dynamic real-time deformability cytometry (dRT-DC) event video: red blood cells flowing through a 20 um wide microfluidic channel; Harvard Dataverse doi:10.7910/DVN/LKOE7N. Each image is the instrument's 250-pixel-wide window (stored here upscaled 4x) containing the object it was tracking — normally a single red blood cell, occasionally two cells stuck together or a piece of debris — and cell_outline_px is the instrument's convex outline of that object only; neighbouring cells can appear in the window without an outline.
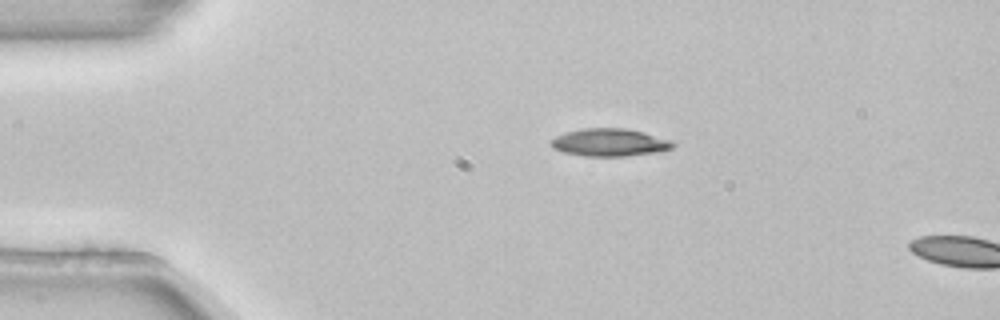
{"species": "common noctule bat (a hibernating species)", "species_latin": "Nyctalus noctula", "temperature_condition": "room temperature", "stored_images_in_passage": 2, "camera_frame_rate_fps": 3000, "um_per_image_px": 0.085, "animal": {"sex": "female", "body_mass_g": 22.7, "forearm_length_mm": 54.2}, "frame": {"image": 1, "passage_image": 1, "time_ms": 0.0, "image_size_px": [1000, 320], "cell_outline_px": [[676, 144], [672, 148], [656, 152], [624, 156], [584, 156], [564, 152], [552, 148], [548, 140], [564, 132], [580, 128], [628, 128], [644, 132], [672, 140]], "centroid_in_image_um": [51.79, 12.09], "position_along_channel_um": 33.2, "area_um2": 19.88}}